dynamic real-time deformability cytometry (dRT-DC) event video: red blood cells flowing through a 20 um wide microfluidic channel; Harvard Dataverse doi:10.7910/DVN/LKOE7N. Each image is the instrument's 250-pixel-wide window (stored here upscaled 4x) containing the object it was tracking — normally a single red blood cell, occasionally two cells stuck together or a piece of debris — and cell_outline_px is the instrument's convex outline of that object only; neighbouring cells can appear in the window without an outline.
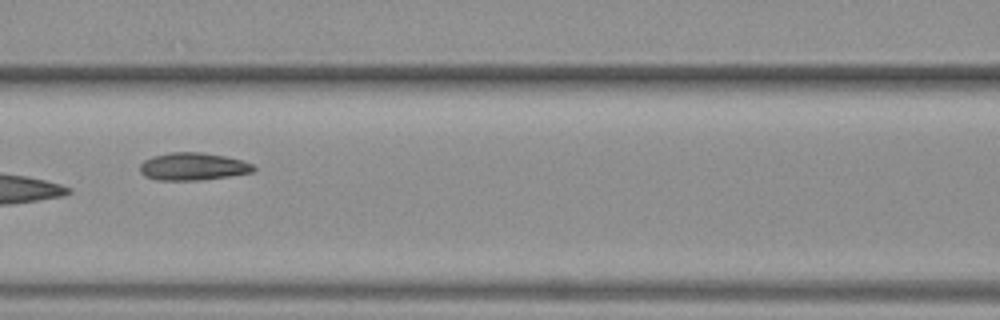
{"species": "common noctule bat (a hibernating species)", "species_latin": "Nyctalus noctula", "temperature_condition": "warm", "stored_images_in_passage": 7, "camera_frame_rate_fps": 3000, "um_per_image_px": 0.085, "animal": {"sex": "female", "body_mass_g": 19.3, "forearm_length_mm": 54.1}, "frame": {"image": 1, "passage_image": 6, "time_ms": 1.667, "image_size_px": [1000, 320], "cell_outline_px": [[256, 168], [252, 172], [228, 176], [200, 180], [156, 180], [144, 176], [140, 172], [140, 164], [144, 160], [152, 156], [168, 152], [204, 152], [224, 156], [240, 160], [252, 164]], "centroid_in_image_um": [16.35, 14.15], "position_along_channel_um": 150.2, "area_um2": 18.26}}
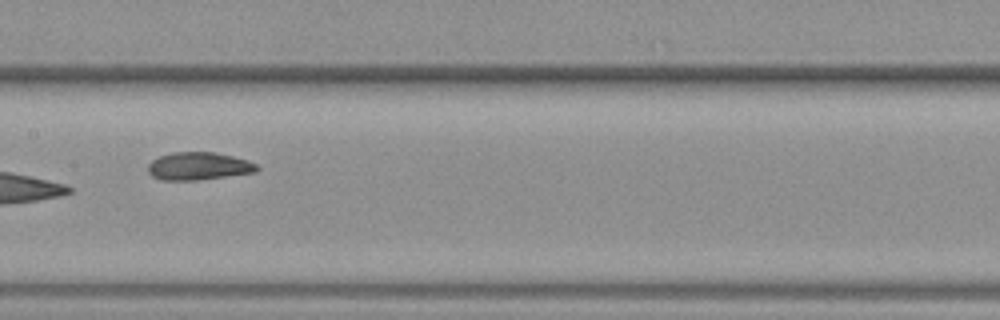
{"frame": {"image": 2, "passage_image": 7, "time_ms": 2.0, "image_size_px": [1000, 320], "cell_outline_px": [[260, 168], [256, 172], [196, 180], [160, 180], [152, 176], [148, 172], [148, 164], [152, 160], [160, 156], [172, 152], [216, 152], [248, 160], [256, 164]], "centroid_in_image_um": [16.87, 14.12], "position_along_channel_um": 190.5, "area_um2": 17.63}}